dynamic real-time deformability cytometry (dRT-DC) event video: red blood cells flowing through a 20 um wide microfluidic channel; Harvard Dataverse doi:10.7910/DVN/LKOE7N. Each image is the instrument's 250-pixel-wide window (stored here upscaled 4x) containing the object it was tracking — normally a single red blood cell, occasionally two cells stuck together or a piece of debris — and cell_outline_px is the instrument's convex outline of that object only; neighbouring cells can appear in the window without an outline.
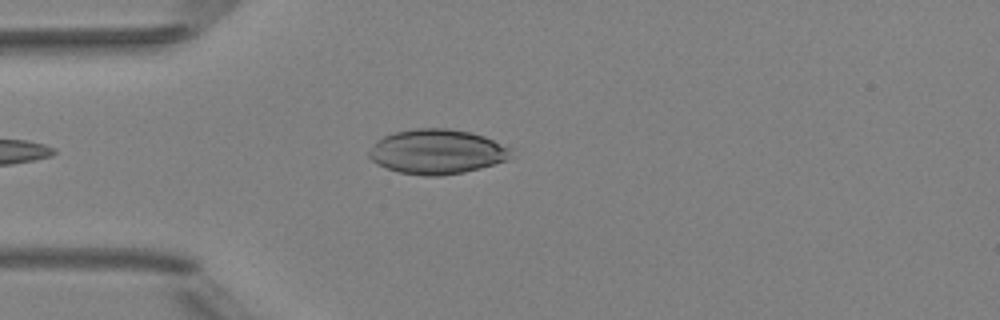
{"species": "Egyptian fruit bat (a non-hibernating species)", "species_latin": "Rousettus aegyptiacus", "temperature_condition": "room temperature", "stored_images_in_passage": 6, "camera_frame_rate_fps": 3000, "um_per_image_px": 0.085, "animal": {"sex": "female"}, "frame": {"image": 1, "passage_image": 4, "time_ms": 3.667, "image_size_px": [1000, 320], "cell_outline_px": [[512, 156], [508, 160], [480, 168], [464, 172], [440, 176], [424, 176], [400, 172], [376, 164], [368, 156], [368, 152], [376, 140], [392, 132], [416, 128], [448, 128], [472, 132], [484, 136], [512, 148]], "centroid_in_image_um": [37.15, 12.88], "position_along_channel_um": 47.9, "area_um2": 37.28}}
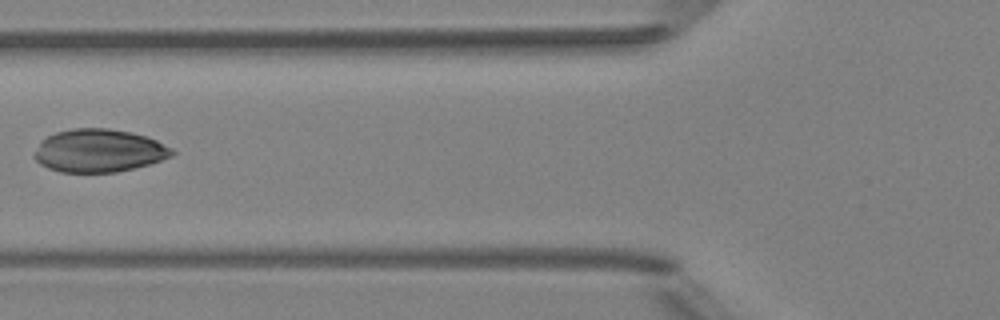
{"frame": {"image": 2, "passage_image": 6, "time_ms": 5.667, "image_size_px": [1000, 320], "cell_outline_px": [[176, 152], [172, 156], [148, 164], [116, 172], [60, 172], [48, 168], [40, 164], [32, 156], [40, 140], [56, 132], [72, 128], [108, 128], [132, 132], [156, 140], [172, 148]], "centroid_in_image_um": [8.37, 12.8], "position_along_channel_um": 117.4, "area_um2": 34.51}}